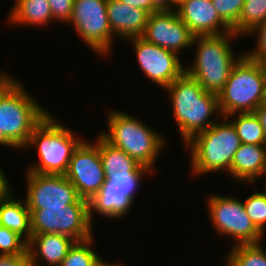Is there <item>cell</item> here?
Returning <instances> with one entry per match:
<instances>
[{
  "mask_svg": "<svg viewBox=\"0 0 266 266\" xmlns=\"http://www.w3.org/2000/svg\"><path fill=\"white\" fill-rule=\"evenodd\" d=\"M0 71V145L24 149L37 125L49 114L31 93ZM31 95V96H30Z\"/></svg>",
  "mask_w": 266,
  "mask_h": 266,
  "instance_id": "6da1fadb",
  "label": "cell"
},
{
  "mask_svg": "<svg viewBox=\"0 0 266 266\" xmlns=\"http://www.w3.org/2000/svg\"><path fill=\"white\" fill-rule=\"evenodd\" d=\"M164 89L170 95L173 116L184 144L214 124L209 119L212 115H221L218 96L205 91L186 73Z\"/></svg>",
  "mask_w": 266,
  "mask_h": 266,
  "instance_id": "7a4b0ae2",
  "label": "cell"
},
{
  "mask_svg": "<svg viewBox=\"0 0 266 266\" xmlns=\"http://www.w3.org/2000/svg\"><path fill=\"white\" fill-rule=\"evenodd\" d=\"M237 36L233 32L218 36H195L192 46H197V52L193 64L185 67V73L205 91L218 95L233 66L244 55L237 57L232 50L231 41Z\"/></svg>",
  "mask_w": 266,
  "mask_h": 266,
  "instance_id": "3957f363",
  "label": "cell"
},
{
  "mask_svg": "<svg viewBox=\"0 0 266 266\" xmlns=\"http://www.w3.org/2000/svg\"><path fill=\"white\" fill-rule=\"evenodd\" d=\"M107 116L108 130L100 135L114 147L126 152L138 164L155 171L153 169L157 156L166 146L164 135L123 111L111 110Z\"/></svg>",
  "mask_w": 266,
  "mask_h": 266,
  "instance_id": "277c9868",
  "label": "cell"
},
{
  "mask_svg": "<svg viewBox=\"0 0 266 266\" xmlns=\"http://www.w3.org/2000/svg\"><path fill=\"white\" fill-rule=\"evenodd\" d=\"M217 96L222 117L254 112L266 101V64L251 60L244 54L233 66Z\"/></svg>",
  "mask_w": 266,
  "mask_h": 266,
  "instance_id": "5b68a950",
  "label": "cell"
},
{
  "mask_svg": "<svg viewBox=\"0 0 266 266\" xmlns=\"http://www.w3.org/2000/svg\"><path fill=\"white\" fill-rule=\"evenodd\" d=\"M222 118L223 122H215L184 144L191 149V170L197 176L220 170L227 173L230 171L241 140L229 119Z\"/></svg>",
  "mask_w": 266,
  "mask_h": 266,
  "instance_id": "8992f818",
  "label": "cell"
},
{
  "mask_svg": "<svg viewBox=\"0 0 266 266\" xmlns=\"http://www.w3.org/2000/svg\"><path fill=\"white\" fill-rule=\"evenodd\" d=\"M83 139L76 138L64 124L48 114L33 130L25 149L34 146L37 149L39 163L30 166L27 171L37 174L64 175L74 150Z\"/></svg>",
  "mask_w": 266,
  "mask_h": 266,
  "instance_id": "52a82bcc",
  "label": "cell"
},
{
  "mask_svg": "<svg viewBox=\"0 0 266 266\" xmlns=\"http://www.w3.org/2000/svg\"><path fill=\"white\" fill-rule=\"evenodd\" d=\"M29 211L32 234H62L76 241L94 237L89 218V201L85 199L79 198L67 207H45Z\"/></svg>",
  "mask_w": 266,
  "mask_h": 266,
  "instance_id": "ba28073f",
  "label": "cell"
},
{
  "mask_svg": "<svg viewBox=\"0 0 266 266\" xmlns=\"http://www.w3.org/2000/svg\"><path fill=\"white\" fill-rule=\"evenodd\" d=\"M152 172V173H151ZM148 167L139 173H112L100 190L89 201V218L92 222L93 213L119 219L128 215L134 205L135 193L144 175L153 174Z\"/></svg>",
  "mask_w": 266,
  "mask_h": 266,
  "instance_id": "9c48e42d",
  "label": "cell"
},
{
  "mask_svg": "<svg viewBox=\"0 0 266 266\" xmlns=\"http://www.w3.org/2000/svg\"><path fill=\"white\" fill-rule=\"evenodd\" d=\"M207 201L209 217L219 235L232 236L234 245L262 241L264 236L246 214L243 201L226 195H210Z\"/></svg>",
  "mask_w": 266,
  "mask_h": 266,
  "instance_id": "30bf717a",
  "label": "cell"
},
{
  "mask_svg": "<svg viewBox=\"0 0 266 266\" xmlns=\"http://www.w3.org/2000/svg\"><path fill=\"white\" fill-rule=\"evenodd\" d=\"M69 23L93 51L108 57L115 36L110 29L107 0H74Z\"/></svg>",
  "mask_w": 266,
  "mask_h": 266,
  "instance_id": "8fae6325",
  "label": "cell"
},
{
  "mask_svg": "<svg viewBox=\"0 0 266 266\" xmlns=\"http://www.w3.org/2000/svg\"><path fill=\"white\" fill-rule=\"evenodd\" d=\"M95 144L82 141L74 150L64 174L76 188L80 198L90 201L106 181L99 154V134Z\"/></svg>",
  "mask_w": 266,
  "mask_h": 266,
  "instance_id": "7c38bea8",
  "label": "cell"
},
{
  "mask_svg": "<svg viewBox=\"0 0 266 266\" xmlns=\"http://www.w3.org/2000/svg\"><path fill=\"white\" fill-rule=\"evenodd\" d=\"M126 41L132 42L139 67L160 88L169 86L185 73L179 54L149 43L142 37H134Z\"/></svg>",
  "mask_w": 266,
  "mask_h": 266,
  "instance_id": "4fadbf2b",
  "label": "cell"
},
{
  "mask_svg": "<svg viewBox=\"0 0 266 266\" xmlns=\"http://www.w3.org/2000/svg\"><path fill=\"white\" fill-rule=\"evenodd\" d=\"M26 177L27 194L24 202L28 209L67 207L80 198L76 188L65 175L37 174L27 171Z\"/></svg>",
  "mask_w": 266,
  "mask_h": 266,
  "instance_id": "5bb4252c",
  "label": "cell"
},
{
  "mask_svg": "<svg viewBox=\"0 0 266 266\" xmlns=\"http://www.w3.org/2000/svg\"><path fill=\"white\" fill-rule=\"evenodd\" d=\"M194 35L179 18L176 10L156 11L149 15L145 32L147 42L168 49L176 54L190 48Z\"/></svg>",
  "mask_w": 266,
  "mask_h": 266,
  "instance_id": "9a60e30c",
  "label": "cell"
},
{
  "mask_svg": "<svg viewBox=\"0 0 266 266\" xmlns=\"http://www.w3.org/2000/svg\"><path fill=\"white\" fill-rule=\"evenodd\" d=\"M176 12L194 36H218L233 32L220 18L211 0H180Z\"/></svg>",
  "mask_w": 266,
  "mask_h": 266,
  "instance_id": "2e32d148",
  "label": "cell"
},
{
  "mask_svg": "<svg viewBox=\"0 0 266 266\" xmlns=\"http://www.w3.org/2000/svg\"><path fill=\"white\" fill-rule=\"evenodd\" d=\"M107 15L113 35L128 40L142 37L150 14L119 0H107Z\"/></svg>",
  "mask_w": 266,
  "mask_h": 266,
  "instance_id": "e0dca14e",
  "label": "cell"
},
{
  "mask_svg": "<svg viewBox=\"0 0 266 266\" xmlns=\"http://www.w3.org/2000/svg\"><path fill=\"white\" fill-rule=\"evenodd\" d=\"M75 242L62 234H32L27 244L29 262L36 266L41 264L39 261H44L46 266H59Z\"/></svg>",
  "mask_w": 266,
  "mask_h": 266,
  "instance_id": "ac0fdd59",
  "label": "cell"
},
{
  "mask_svg": "<svg viewBox=\"0 0 266 266\" xmlns=\"http://www.w3.org/2000/svg\"><path fill=\"white\" fill-rule=\"evenodd\" d=\"M243 182H254L266 174V145L241 143L234 154L230 171L228 172Z\"/></svg>",
  "mask_w": 266,
  "mask_h": 266,
  "instance_id": "d6986e66",
  "label": "cell"
},
{
  "mask_svg": "<svg viewBox=\"0 0 266 266\" xmlns=\"http://www.w3.org/2000/svg\"><path fill=\"white\" fill-rule=\"evenodd\" d=\"M13 190L0 198V225L22 236L27 242L31 239L30 211L26 202L16 200Z\"/></svg>",
  "mask_w": 266,
  "mask_h": 266,
  "instance_id": "ffe728a7",
  "label": "cell"
},
{
  "mask_svg": "<svg viewBox=\"0 0 266 266\" xmlns=\"http://www.w3.org/2000/svg\"><path fill=\"white\" fill-rule=\"evenodd\" d=\"M54 21L48 0H16L13 5L8 22L21 25L47 26Z\"/></svg>",
  "mask_w": 266,
  "mask_h": 266,
  "instance_id": "44dd1931",
  "label": "cell"
},
{
  "mask_svg": "<svg viewBox=\"0 0 266 266\" xmlns=\"http://www.w3.org/2000/svg\"><path fill=\"white\" fill-rule=\"evenodd\" d=\"M99 154L106 177L112 173H139L145 167L138 164L126 152L111 145L100 134Z\"/></svg>",
  "mask_w": 266,
  "mask_h": 266,
  "instance_id": "7402d4cb",
  "label": "cell"
},
{
  "mask_svg": "<svg viewBox=\"0 0 266 266\" xmlns=\"http://www.w3.org/2000/svg\"><path fill=\"white\" fill-rule=\"evenodd\" d=\"M238 116L230 121L236 129L237 135L240 137L241 143L266 145V136L261 126L260 120L255 112L234 113L231 116Z\"/></svg>",
  "mask_w": 266,
  "mask_h": 266,
  "instance_id": "603a6c76",
  "label": "cell"
},
{
  "mask_svg": "<svg viewBox=\"0 0 266 266\" xmlns=\"http://www.w3.org/2000/svg\"><path fill=\"white\" fill-rule=\"evenodd\" d=\"M260 243L233 245L226 255L228 266H266V251Z\"/></svg>",
  "mask_w": 266,
  "mask_h": 266,
  "instance_id": "cb8c5ba5",
  "label": "cell"
},
{
  "mask_svg": "<svg viewBox=\"0 0 266 266\" xmlns=\"http://www.w3.org/2000/svg\"><path fill=\"white\" fill-rule=\"evenodd\" d=\"M266 22V0H245L234 34L247 35L255 26Z\"/></svg>",
  "mask_w": 266,
  "mask_h": 266,
  "instance_id": "d4e9b609",
  "label": "cell"
},
{
  "mask_svg": "<svg viewBox=\"0 0 266 266\" xmlns=\"http://www.w3.org/2000/svg\"><path fill=\"white\" fill-rule=\"evenodd\" d=\"M93 239L76 241L59 266H97L103 259L92 249Z\"/></svg>",
  "mask_w": 266,
  "mask_h": 266,
  "instance_id": "484cf974",
  "label": "cell"
},
{
  "mask_svg": "<svg viewBox=\"0 0 266 266\" xmlns=\"http://www.w3.org/2000/svg\"><path fill=\"white\" fill-rule=\"evenodd\" d=\"M243 205L255 227L264 234L266 229V191L254 192L244 200Z\"/></svg>",
  "mask_w": 266,
  "mask_h": 266,
  "instance_id": "4316f807",
  "label": "cell"
},
{
  "mask_svg": "<svg viewBox=\"0 0 266 266\" xmlns=\"http://www.w3.org/2000/svg\"><path fill=\"white\" fill-rule=\"evenodd\" d=\"M27 244L18 233L0 225V254H28Z\"/></svg>",
  "mask_w": 266,
  "mask_h": 266,
  "instance_id": "83f0119b",
  "label": "cell"
},
{
  "mask_svg": "<svg viewBox=\"0 0 266 266\" xmlns=\"http://www.w3.org/2000/svg\"><path fill=\"white\" fill-rule=\"evenodd\" d=\"M220 18L232 29L238 22L245 0H211Z\"/></svg>",
  "mask_w": 266,
  "mask_h": 266,
  "instance_id": "f1b7e54d",
  "label": "cell"
},
{
  "mask_svg": "<svg viewBox=\"0 0 266 266\" xmlns=\"http://www.w3.org/2000/svg\"><path fill=\"white\" fill-rule=\"evenodd\" d=\"M247 34H256L258 38L254 51L244 54L251 60L266 64V22L258 24Z\"/></svg>",
  "mask_w": 266,
  "mask_h": 266,
  "instance_id": "f546056e",
  "label": "cell"
},
{
  "mask_svg": "<svg viewBox=\"0 0 266 266\" xmlns=\"http://www.w3.org/2000/svg\"><path fill=\"white\" fill-rule=\"evenodd\" d=\"M55 21L68 23L71 18L74 0H48Z\"/></svg>",
  "mask_w": 266,
  "mask_h": 266,
  "instance_id": "4dcf8cb0",
  "label": "cell"
},
{
  "mask_svg": "<svg viewBox=\"0 0 266 266\" xmlns=\"http://www.w3.org/2000/svg\"><path fill=\"white\" fill-rule=\"evenodd\" d=\"M28 264V254H0V266H27Z\"/></svg>",
  "mask_w": 266,
  "mask_h": 266,
  "instance_id": "1f68e13d",
  "label": "cell"
},
{
  "mask_svg": "<svg viewBox=\"0 0 266 266\" xmlns=\"http://www.w3.org/2000/svg\"><path fill=\"white\" fill-rule=\"evenodd\" d=\"M156 11H174L177 8L176 0H151Z\"/></svg>",
  "mask_w": 266,
  "mask_h": 266,
  "instance_id": "d6a6232c",
  "label": "cell"
},
{
  "mask_svg": "<svg viewBox=\"0 0 266 266\" xmlns=\"http://www.w3.org/2000/svg\"><path fill=\"white\" fill-rule=\"evenodd\" d=\"M120 2L130 5L131 7L146 10L149 14L156 12L152 7L151 0H119Z\"/></svg>",
  "mask_w": 266,
  "mask_h": 266,
  "instance_id": "836d02e7",
  "label": "cell"
},
{
  "mask_svg": "<svg viewBox=\"0 0 266 266\" xmlns=\"http://www.w3.org/2000/svg\"><path fill=\"white\" fill-rule=\"evenodd\" d=\"M255 114L260 120L261 126L266 136V101L262 103L258 108L255 109Z\"/></svg>",
  "mask_w": 266,
  "mask_h": 266,
  "instance_id": "e575fe53",
  "label": "cell"
},
{
  "mask_svg": "<svg viewBox=\"0 0 266 266\" xmlns=\"http://www.w3.org/2000/svg\"><path fill=\"white\" fill-rule=\"evenodd\" d=\"M9 185L10 184L8 183L7 178L0 167V198L3 197L10 189H12Z\"/></svg>",
  "mask_w": 266,
  "mask_h": 266,
  "instance_id": "d590c367",
  "label": "cell"
},
{
  "mask_svg": "<svg viewBox=\"0 0 266 266\" xmlns=\"http://www.w3.org/2000/svg\"><path fill=\"white\" fill-rule=\"evenodd\" d=\"M97 266H122V265H119V264H112V263H108L106 261H104V259L97 265Z\"/></svg>",
  "mask_w": 266,
  "mask_h": 266,
  "instance_id": "8d00e7d4",
  "label": "cell"
},
{
  "mask_svg": "<svg viewBox=\"0 0 266 266\" xmlns=\"http://www.w3.org/2000/svg\"><path fill=\"white\" fill-rule=\"evenodd\" d=\"M27 266H36V265H33V264H31V263L29 262V264H28Z\"/></svg>",
  "mask_w": 266,
  "mask_h": 266,
  "instance_id": "74e56055",
  "label": "cell"
}]
</instances>
